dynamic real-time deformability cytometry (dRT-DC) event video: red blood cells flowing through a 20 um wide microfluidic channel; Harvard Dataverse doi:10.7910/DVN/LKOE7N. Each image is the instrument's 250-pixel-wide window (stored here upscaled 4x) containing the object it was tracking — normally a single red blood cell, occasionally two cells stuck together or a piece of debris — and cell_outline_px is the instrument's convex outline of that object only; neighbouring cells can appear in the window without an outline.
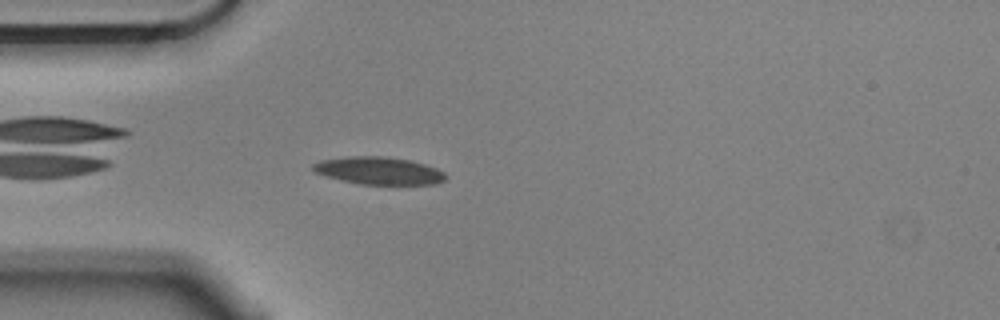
{"species": "Egyptian fruit bat (a non-hibernating species)", "species_latin": "Rousettus aegyptiacus", "temperature_condition": "cold", "stored_images_in_passage": 36, "camera_frame_rate_fps": 3000, "um_per_image_px": 0.085, "animal": {"sex": "male"}, "frame": {"image": 1, "passage_image": 3, "time_ms": 0.667, "image_size_px": [1000, 320], "cell_outline_px": [[448, 176], [444, 180], [436, 184], [360, 184], [340, 180], [312, 172], [312, 164], [320, 160], [344, 156], [380, 156], [412, 160], [436, 168], [444, 172]], "centroid_in_image_um": [32.16, 14.5], "position_along_channel_um": 52.8, "area_um2": 21.44}}
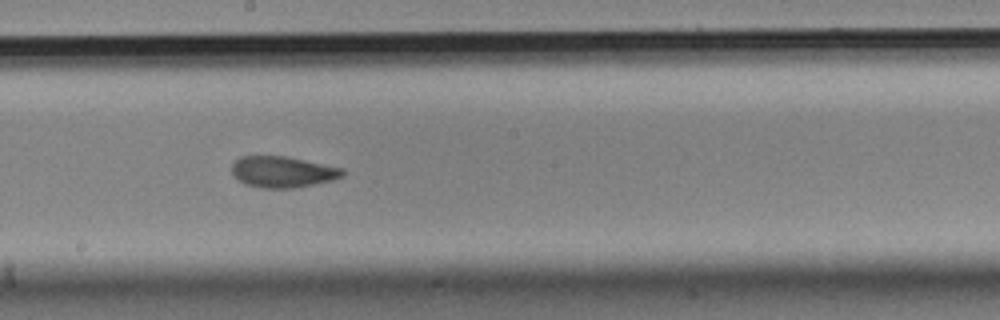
{"frame": {"image": 2, "passage_image": 18, "time_ms": 5.667, "image_size_px": [1000, 320], "cell_outline_px": [[344, 176], [332, 180], [292, 188], [260, 188], [244, 184], [232, 176], [232, 164], [240, 156], [284, 156], [344, 168]], "centroid_in_image_um": [23.99, 14.61], "position_along_channel_um": 224.2, "area_um2": 20.11}}
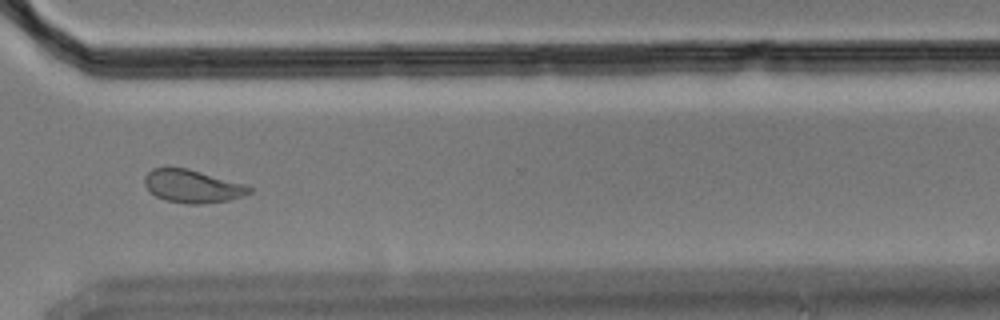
{"frame": {"image": 3, "passage_image": 29, "time_ms": 9.333, "image_size_px": [1000, 320], "cell_outline_px": [[252, 192], [244, 196], [228, 200], [200, 204], [188, 204], [164, 200], [156, 196], [144, 184], [144, 176], [152, 168], [188, 168], [244, 184], [252, 188]], "centroid_in_image_um": [16.36, 15.83], "position_along_channel_um": 354.2, "area_um2": 20.0}, "authors_computed_cell_mechanics": {"area_um2": 20.3456, "velocity_mm_per_s": 3.5458, "shape_relaxation_time_tau1_ms": 4.8708, "shape_relaxation_time_tau2_ms": 2.3543, "deformation_change_tau1": 0.1568, "deformation_change_tau2": 0.0913}}